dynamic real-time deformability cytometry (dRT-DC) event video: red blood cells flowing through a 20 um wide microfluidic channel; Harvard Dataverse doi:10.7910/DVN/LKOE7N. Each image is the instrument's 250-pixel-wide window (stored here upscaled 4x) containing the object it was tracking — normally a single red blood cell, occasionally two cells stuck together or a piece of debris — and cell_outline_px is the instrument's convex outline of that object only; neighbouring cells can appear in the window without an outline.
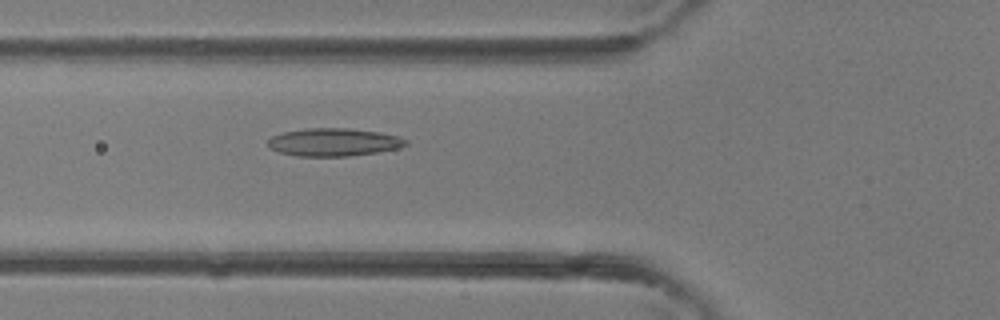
{"species": "common noctule bat (a hibernating species)", "species_latin": "Nyctalus noctula", "temperature_condition": "room temperature", "stored_images_in_passage": 29, "camera_frame_rate_fps": 3000, "um_per_image_px": 0.085, "animal": {"sex": "female"}, "frame": {"image": 1, "passage_image": 5, "time_ms": 1.333, "image_size_px": [1000, 320], "cell_outline_px": [[408, 144], [396, 148], [376, 152], [348, 156], [296, 156], [280, 152], [268, 148], [268, 140], [272, 136], [284, 132], [308, 128], [348, 128], [380, 132], [396, 136], [408, 140]], "centroid_in_image_um": [28.34, 12.08], "position_along_channel_um": 97.5, "area_um2": 22.25}}
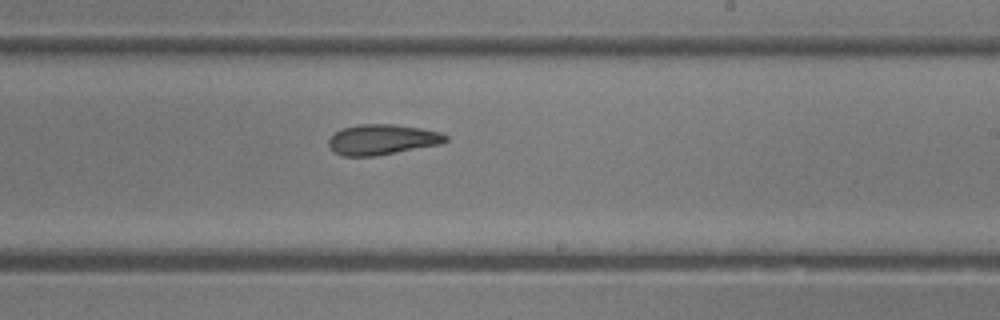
{"frame": {"image": 2, "passage_image": 14, "time_ms": 4.333, "image_size_px": [1000, 320], "cell_outline_px": [[448, 140], [440, 144], [376, 156], [344, 156], [328, 148], [328, 140], [336, 132], [344, 128], [360, 124], [392, 124], [420, 128], [440, 132], [448, 136]], "centroid_in_image_um": [32.49, 11.86], "position_along_channel_um": 256.5, "area_um2": 20.58}}
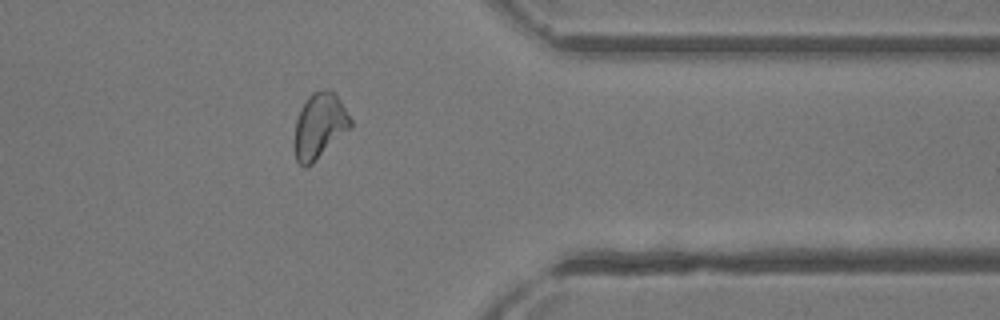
{"frame": {"image": 3, "passage_image": 22, "time_ms": 7.0, "image_size_px": [1000, 320], "cell_outline_px": [[352, 128], [312, 164], [304, 168], [296, 160], [292, 144], [296, 120], [308, 96], [312, 92], [324, 88], [336, 92], [352, 120]], "centroid_in_image_um": [27.16, 10.71], "position_along_channel_um": 384.2, "area_um2": 21.91}}